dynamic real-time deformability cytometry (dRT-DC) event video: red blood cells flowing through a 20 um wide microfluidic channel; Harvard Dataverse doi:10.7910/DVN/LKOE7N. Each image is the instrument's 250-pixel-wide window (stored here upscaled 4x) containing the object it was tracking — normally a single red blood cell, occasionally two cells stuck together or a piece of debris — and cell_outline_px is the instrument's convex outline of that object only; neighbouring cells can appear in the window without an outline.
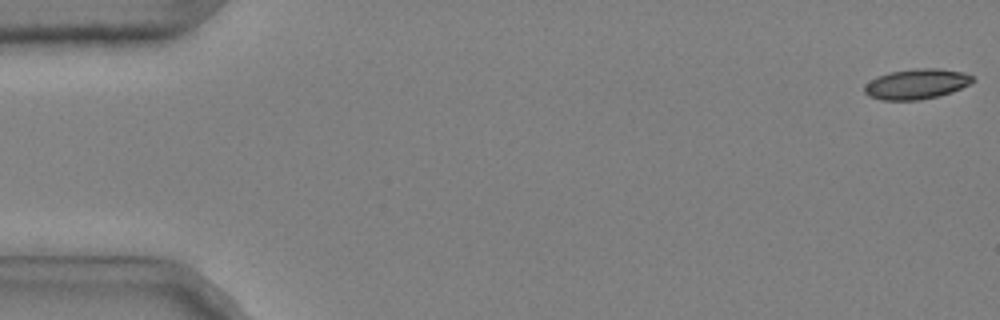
{"species": "common noctule bat (a hibernating species)", "species_latin": "Nyctalus noctula", "temperature_condition": "cold", "stored_images_in_passage": 49, "camera_frame_rate_fps": 3000, "um_per_image_px": 0.085, "animal": {"sex": "male", "body_mass_g": 20.4}, "frame": {"image": 1, "passage_image": 1, "time_ms": 0.0, "image_size_px": [1000, 320], "cell_outline_px": [[976, 80], [952, 92], [940, 96], [920, 100], [880, 100], [868, 96], [864, 92], [864, 84], [876, 76], [888, 72], [916, 68], [940, 68], [964, 72], [972, 76]], "centroid_in_image_um": [77.88, 7.14], "position_along_channel_um": 7.1, "area_um2": 19.36}}
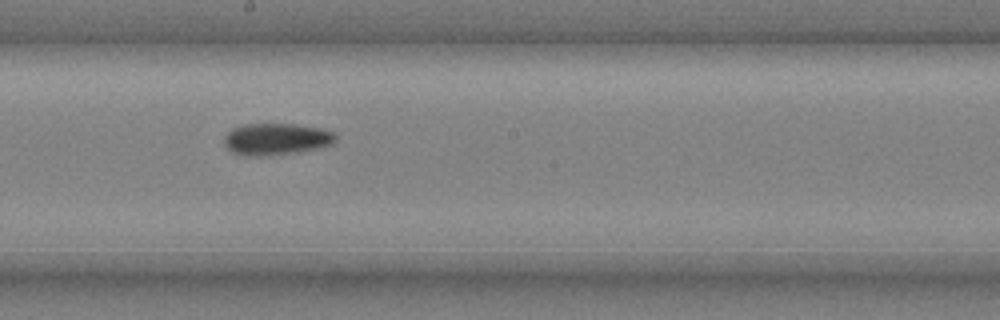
{"frame": {"image": 2, "passage_image": 30, "time_ms": 9.667, "image_size_px": [1000, 320], "cell_outline_px": [[336, 140], [332, 144], [316, 148], [296, 152], [260, 156], [244, 156], [232, 152], [224, 144], [224, 136], [232, 128], [244, 124], [292, 124], [320, 128], [336, 132]], "centroid_in_image_um": [23.46, 11.82], "position_along_channel_um": 224.7, "area_um2": 20.58}}
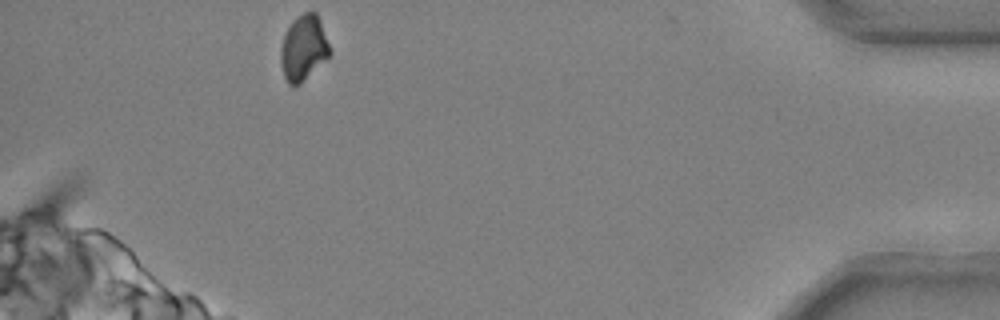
{"frame": {"image": 3, "passage_image": 49, "time_ms": 16.0, "image_size_px": [1000, 320], "cell_outline_px": [[332, 52], [300, 84], [292, 88], [288, 84], [284, 76], [280, 60], [280, 48], [284, 36], [288, 28], [296, 16], [304, 12], [316, 12], [320, 20]], "centroid_in_image_um": [25.79, 4.08], "position_along_channel_um": 409.4, "area_um2": 18.61}, "authors_computed_cell_mechanics": {"area_um2": 19.941, "velocity_mm_per_s": 3.692, "shape_relaxation_time_tau1_ms": null, "shape_relaxation_time_tau2_ms": 7.4652, "deformation_change_tau1": null, "deformation_change_tau2": 0.1039}}